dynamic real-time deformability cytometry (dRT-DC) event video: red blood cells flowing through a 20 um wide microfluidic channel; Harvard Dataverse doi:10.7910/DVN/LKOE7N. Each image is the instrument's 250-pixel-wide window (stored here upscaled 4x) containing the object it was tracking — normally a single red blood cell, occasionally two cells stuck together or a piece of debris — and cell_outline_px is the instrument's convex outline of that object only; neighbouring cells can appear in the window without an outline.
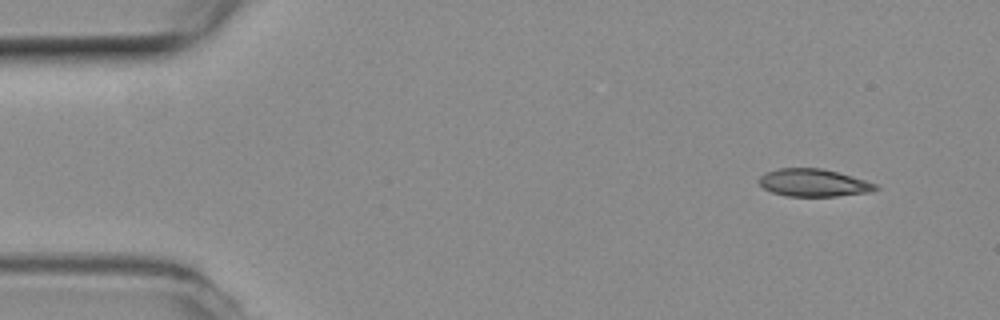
{"species": "common noctule bat (a hibernating species)", "species_latin": "Nyctalus noctula", "temperature_condition": "room temperature", "stored_images_in_passage": 49, "camera_frame_rate_fps": 3000, "um_per_image_px": 0.085, "animal": {"sex": "female", "body_mass_g": 19.3, "forearm_length_mm": 54.1}, "frame": {"image": 1, "passage_image": 1, "time_ms": 0.0, "image_size_px": [1000, 320], "cell_outline_px": [[880, 188], [868, 192], [836, 196], [784, 196], [772, 192], [764, 188], [756, 180], [764, 172], [780, 168], [820, 168], [852, 176], [876, 184]], "centroid_in_image_um": [69.1, 15.53], "position_along_channel_um": 15.9, "area_um2": 18.67}}
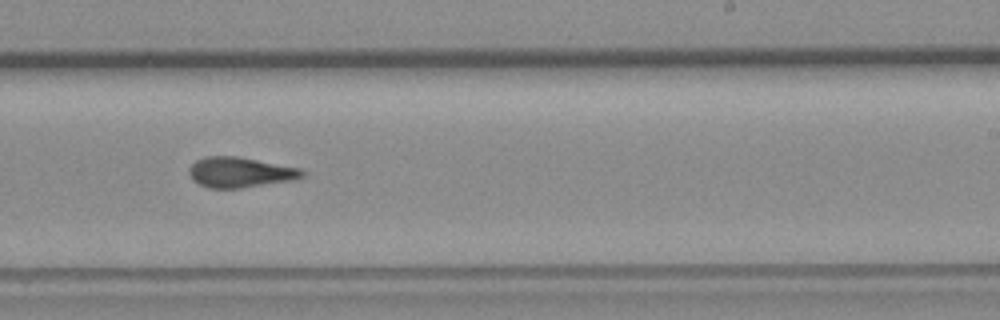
{"frame": {"image": 2, "passage_image": 28, "time_ms": 9.0, "image_size_px": [1000, 320], "cell_outline_px": [[304, 176], [296, 180], [240, 188], [208, 188], [192, 180], [188, 172], [188, 168], [196, 160], [204, 156], [236, 156], [300, 168], [304, 172]], "centroid_in_image_um": [20.39, 14.65], "position_along_channel_um": 268.6, "area_um2": 20.06}}
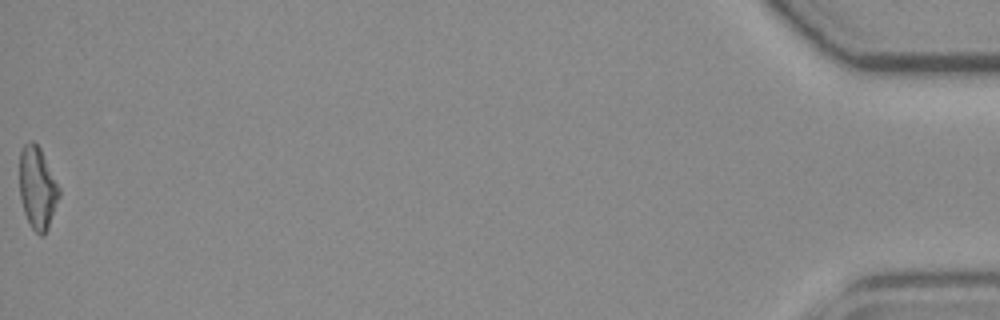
{"frame": {"image": 3, "passage_image": 49, "time_ms": 16.0, "image_size_px": [1000, 320], "cell_outline_px": [[60, 196], [48, 228], [44, 236], [40, 236], [32, 228], [24, 212], [20, 196], [20, 152], [24, 144], [32, 140], [40, 148], [60, 188]], "centroid_in_image_um": [3.19, 15.99], "position_along_channel_um": 432.0, "area_um2": 18.84}, "authors_computed_cell_mechanics": {"area_um2": 19.5364, "velocity_mm_per_s": 3.8922, "shape_relaxation_time_tau1_ms": null, "shape_relaxation_time_tau2_ms": 3.4316, "deformation_change_tau1": null, "deformation_change_tau2": 0.13}}